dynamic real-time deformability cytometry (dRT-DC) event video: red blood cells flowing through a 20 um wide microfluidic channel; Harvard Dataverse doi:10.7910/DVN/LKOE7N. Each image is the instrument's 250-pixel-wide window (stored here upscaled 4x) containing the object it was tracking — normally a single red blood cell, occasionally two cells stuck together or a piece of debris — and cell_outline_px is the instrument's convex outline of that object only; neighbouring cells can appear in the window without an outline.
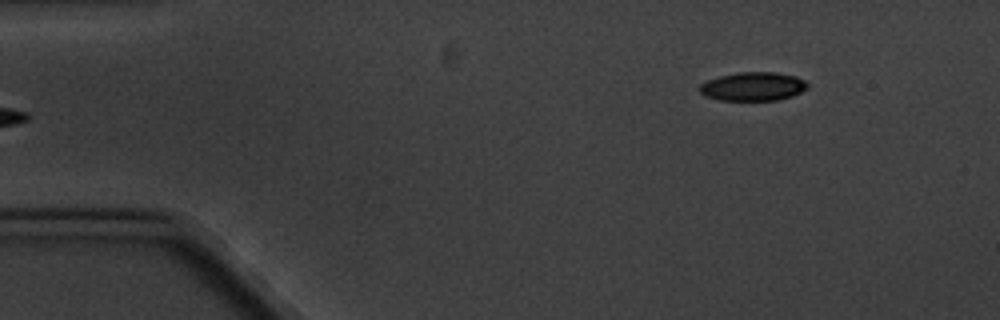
{"species": "common noctule bat (a hibernating species)", "species_latin": "Nyctalus noctula", "temperature_condition": "cold", "stored_images_in_passage": 5, "camera_frame_rate_fps": 3000, "um_per_image_px": 0.085, "animal": {"sex": "male", "body_mass_g": 20.1, "forearm_length_mm": 53.5}, "frame": {"image": 1, "passage_image": 5, "time_ms": 4.667, "image_size_px": [1000, 320], "cell_outline_px": [[808, 88], [792, 96], [776, 100], [720, 100], [704, 96], [700, 92], [700, 84], [708, 80], [720, 76], [740, 72], [776, 72], [796, 76], [804, 80], [808, 84]], "centroid_in_image_um": [64.02, 7.35], "position_along_channel_um": 21.0, "area_um2": 17.98}}